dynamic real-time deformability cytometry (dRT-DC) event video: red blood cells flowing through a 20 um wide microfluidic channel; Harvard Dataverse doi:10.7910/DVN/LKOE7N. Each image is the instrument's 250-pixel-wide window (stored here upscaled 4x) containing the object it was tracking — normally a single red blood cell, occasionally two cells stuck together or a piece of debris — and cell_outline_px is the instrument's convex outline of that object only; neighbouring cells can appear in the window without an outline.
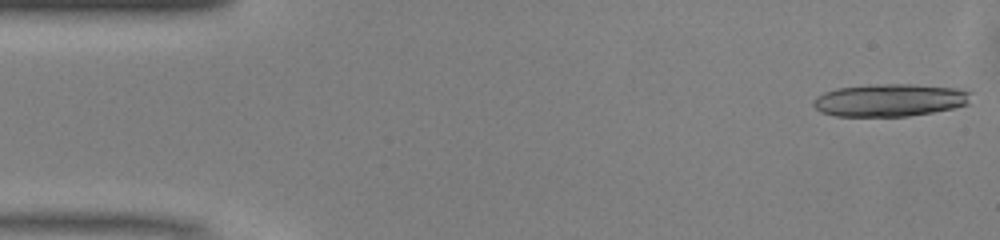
{"species": "common noctule bat (a hibernating species)", "species_latin": "Nyctalus noctula", "temperature_condition": "warm", "stored_images_in_passage": 49, "camera_frame_rate_fps": 3000, "um_per_image_px": 0.085, "animal": {"sex": "male", "body_mass_g": 13.0, "forearm_length_mm": 53.1}, "frame": {"image": 1, "passage_image": 1, "time_ms": 0.0, "image_size_px": [1000, 240], "cell_outline_px": [[972, 92], [968, 104], [952, 108], [932, 112], [908, 116], [836, 116], [820, 112], [812, 104], [812, 100], [816, 96], [824, 92], [836, 88], [876, 84], [912, 84], [964, 88]], "centroid_in_image_um": [75.65, 8.5], "position_along_channel_um": 9.4, "area_um2": 30.23}}
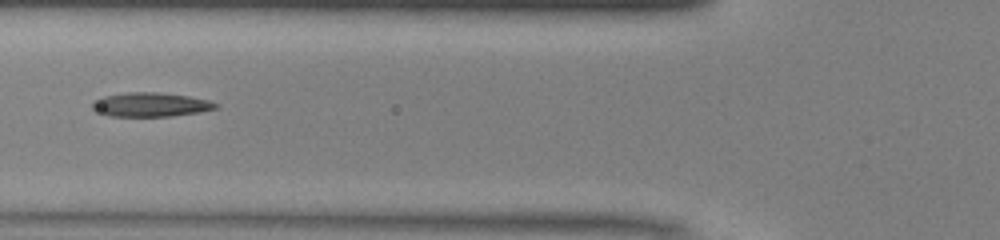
{"frame": {"image": 2, "passage_image": 18, "time_ms": 5.667, "image_size_px": [1000, 240], "cell_outline_px": [[220, 104], [216, 108], [200, 112], [172, 116], [112, 116], [100, 112], [92, 108], [92, 104], [96, 100], [104, 96], [128, 92], [160, 92], [188, 96], [208, 100]], "centroid_in_image_um": [12.85, 8.89], "position_along_channel_um": 113.0, "area_um2": 17.17}}
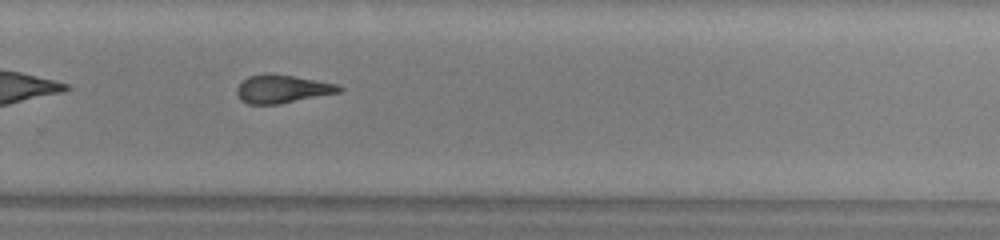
{"frame": {"image": 3, "passage_image": 32, "time_ms": 10.333, "image_size_px": [1000, 240], "cell_outline_px": [[344, 88], [340, 92], [280, 104], [248, 104], [240, 100], [236, 92], [236, 88], [248, 76], [272, 72], [316, 80], [336, 84]], "centroid_in_image_um": [23.97, 7.55], "position_along_channel_um": 305.8, "area_um2": 16.88}, "authors_computed_cell_mechanics": {"area_um2": 17.6868, "velocity_mm_per_s": 4.1404, "shape_relaxation_time_tau1_ms": 5.2452, "shape_relaxation_time_tau2_ms": 3.7154, "deformation_change_tau1": 0.2298, "deformation_change_tau2": 0.1638}}